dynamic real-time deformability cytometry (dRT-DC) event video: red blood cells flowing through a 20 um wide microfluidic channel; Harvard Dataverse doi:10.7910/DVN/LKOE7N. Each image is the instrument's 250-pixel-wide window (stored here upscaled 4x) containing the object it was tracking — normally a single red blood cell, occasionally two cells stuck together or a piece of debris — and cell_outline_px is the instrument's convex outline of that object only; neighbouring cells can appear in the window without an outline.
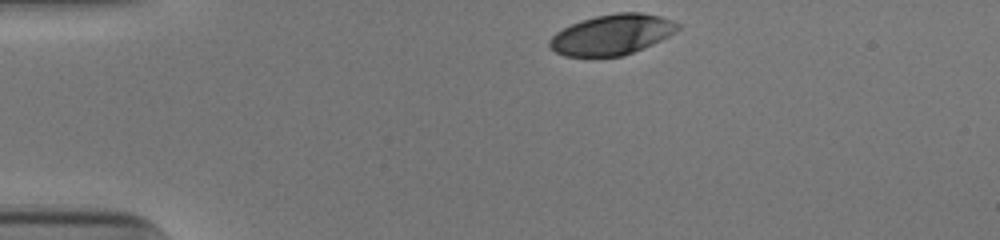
{"species": "human", "species_latin": "Homo sapiens", "temperature_condition": "cold", "stored_images_in_passage": 33, "camera_frame_rate_fps": 3000, "um_per_image_px": 0.085, "donor": {"sex": "male"}, "frame": {"image": 1, "passage_image": 1, "time_ms": 0.0, "image_size_px": [1000, 240], "cell_outline_px": [[680, 28], [676, 32], [652, 44], [624, 56], [564, 56], [556, 52], [548, 44], [548, 40], [556, 32], [580, 20], [596, 16], [616, 12], [640, 12], [660, 16], [672, 20], [680, 24]], "centroid_in_image_um": [52.03, 2.93], "position_along_channel_um": 33.0, "area_um2": 30.11}}
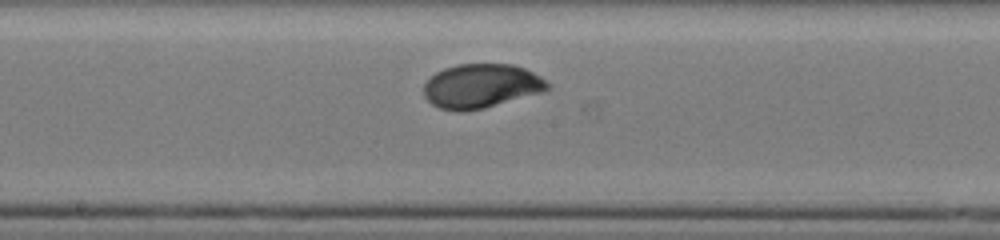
{"frame": {"image": 2, "passage_image": 19, "time_ms": 6.0, "image_size_px": [1000, 240], "cell_outline_px": [[552, 84], [544, 92], [484, 108], [464, 112], [456, 112], [440, 108], [432, 104], [424, 96], [424, 84], [436, 72], [444, 68], [456, 64], [512, 64], [524, 68], [540, 76]], "centroid_in_image_um": [40.91, 7.32], "position_along_channel_um": 207.3, "area_um2": 32.02}}
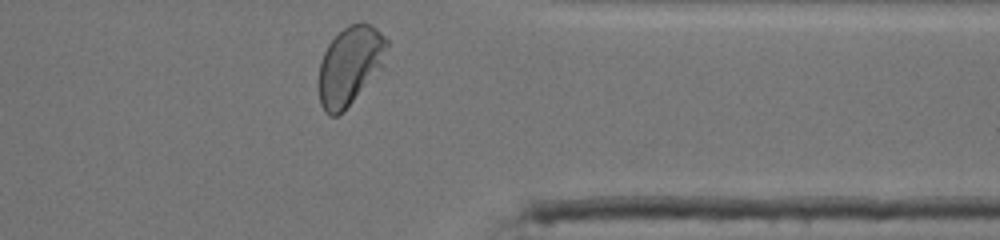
{"frame": {"image": 3, "passage_image": 33, "time_ms": 10.667, "image_size_px": [1000, 240], "cell_outline_px": [[388, 44], [384, 68], [344, 112], [336, 116], [328, 116], [324, 112], [320, 104], [320, 60], [328, 44], [348, 24], [372, 24], [388, 40]], "centroid_in_image_um": [29.79, 5.62], "position_along_channel_um": 381.6, "area_um2": 31.56}, "authors_computed_cell_mechanics": {"area_um2": 31.5588, "velocity_mm_per_s": 3.8716, "shape_relaxation_time_tau1_ms": 3.8588, "shape_relaxation_time_tau2_ms": null, "deformation_change_tau1": 0.1909, "deformation_change_tau2": null}}